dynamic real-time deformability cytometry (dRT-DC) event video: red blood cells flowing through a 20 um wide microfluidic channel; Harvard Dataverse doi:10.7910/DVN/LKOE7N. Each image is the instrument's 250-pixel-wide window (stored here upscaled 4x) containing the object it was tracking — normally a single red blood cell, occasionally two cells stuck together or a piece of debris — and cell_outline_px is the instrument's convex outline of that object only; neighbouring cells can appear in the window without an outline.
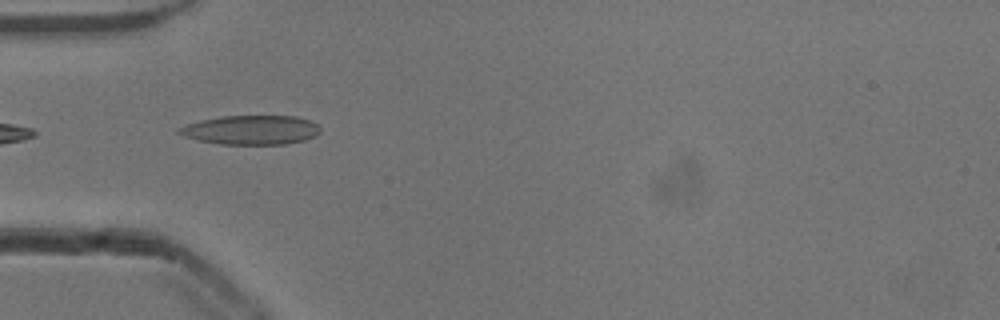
{"species": "common noctule bat (a hibernating species)", "species_latin": "Nyctalus noctula", "temperature_condition": "cold", "stored_images_in_passage": 4, "camera_frame_rate_fps": 3000, "um_per_image_px": 0.085, "animal": {"sex": "male", "body_mass_g": 13.3}, "frame": {"image": 1, "passage_image": 1, "time_ms": 0.0, "image_size_px": [1000, 320], "cell_outline_px": [[320, 132], [316, 136], [304, 140], [284, 144], [220, 144], [200, 140], [184, 136], [176, 132], [176, 128], [184, 124], [200, 120], [220, 116], [296, 116], [312, 120], [320, 128]], "centroid_in_image_um": [21.32, 11.03], "position_along_channel_um": 63.7, "area_um2": 24.22}}